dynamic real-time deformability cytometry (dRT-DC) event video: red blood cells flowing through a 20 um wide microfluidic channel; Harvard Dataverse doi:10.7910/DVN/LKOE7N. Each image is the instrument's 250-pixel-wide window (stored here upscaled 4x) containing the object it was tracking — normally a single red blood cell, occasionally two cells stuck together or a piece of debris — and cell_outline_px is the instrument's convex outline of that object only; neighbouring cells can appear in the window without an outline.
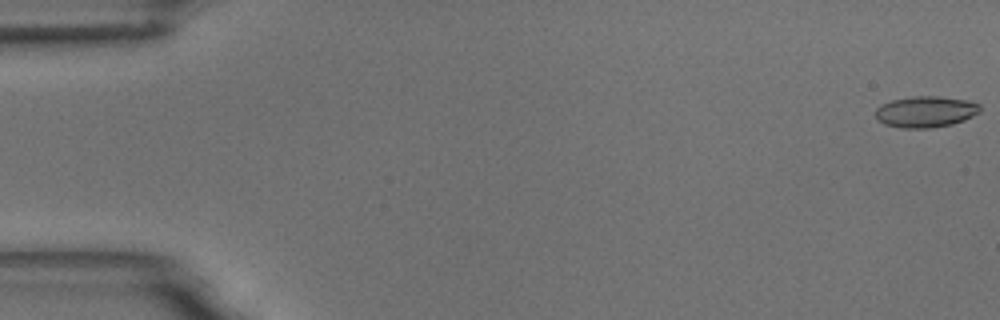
{"species": "common noctule bat (a hibernating species)", "species_latin": "Nyctalus noctula", "temperature_condition": "room temperature", "stored_images_in_passage": 55, "camera_frame_rate_fps": 3000, "um_per_image_px": 0.085, "animal": {"sex": "male", "body_mass_g": 18.8}, "frame": {"image": 1, "passage_image": 1, "time_ms": 0.0, "image_size_px": [1000, 320], "cell_outline_px": [[980, 112], [964, 120], [952, 124], [932, 128], [900, 128], [884, 124], [876, 120], [876, 108], [880, 104], [892, 100], [912, 96], [940, 96], [968, 100], [980, 104]], "centroid_in_image_um": [78.66, 9.5], "position_along_channel_um": 6.3, "area_um2": 19.25}}
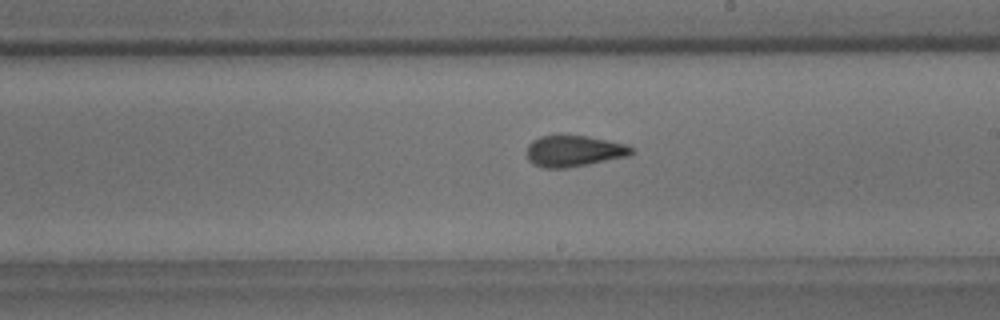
{"frame": {"image": 2, "passage_image": 32, "time_ms": 10.333, "image_size_px": [1000, 320], "cell_outline_px": [[636, 152], [628, 156], [568, 168], [540, 168], [532, 164], [528, 160], [528, 144], [532, 140], [540, 136], [560, 132], [588, 136], [608, 140], [624, 144], [632, 148]], "centroid_in_image_um": [48.74, 12.8], "position_along_channel_um": 240.3, "area_um2": 19.71}}
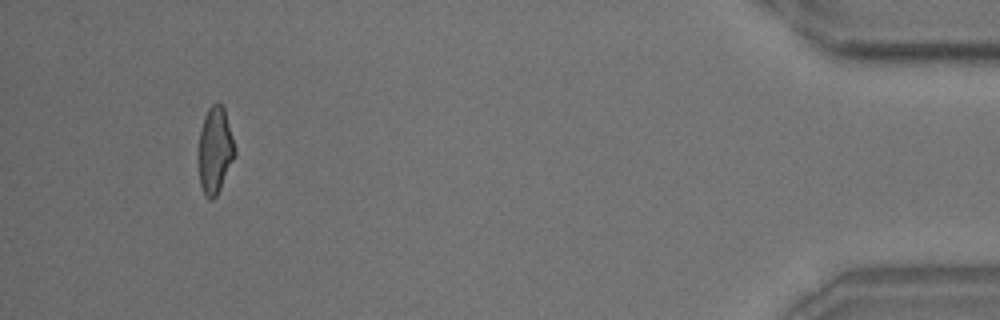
{"frame": {"image": 3, "passage_image": 52, "time_ms": 17.0, "image_size_px": [1000, 320], "cell_outline_px": [[236, 152], [220, 188], [216, 196], [212, 200], [208, 200], [204, 196], [200, 184], [200, 132], [204, 116], [208, 108], [216, 100], [224, 108], [232, 136]], "centroid_in_image_um": [18.28, 12.76], "position_along_channel_um": 416.9, "area_um2": 17.86}, "authors_computed_cell_mechanics": {"area_um2": 19.074, "velocity_mm_per_s": 3.6959, "shape_relaxation_time_tau1_ms": 6.5642, "shape_relaxation_time_tau2_ms": 1.8432, "deformation_change_tau1": 0.1642, "deformation_change_tau2": 0.0838}}